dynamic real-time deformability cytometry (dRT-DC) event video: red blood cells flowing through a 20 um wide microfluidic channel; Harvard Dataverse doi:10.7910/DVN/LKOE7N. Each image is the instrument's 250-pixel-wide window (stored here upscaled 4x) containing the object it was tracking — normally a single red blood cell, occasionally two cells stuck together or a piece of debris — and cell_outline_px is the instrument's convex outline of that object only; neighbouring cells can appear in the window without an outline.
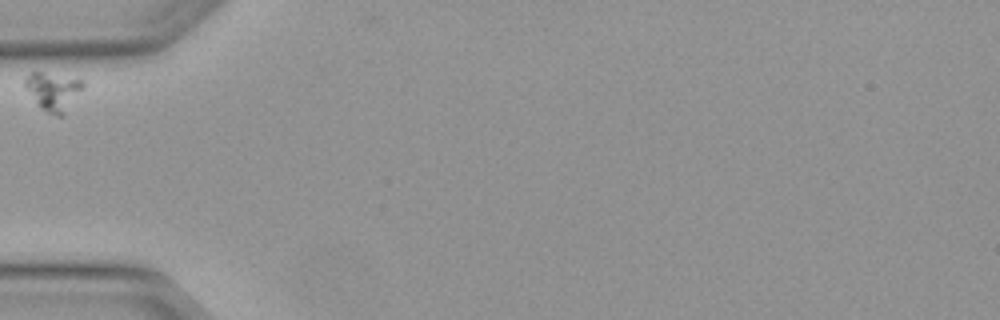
{"species": "Egyptian fruit bat (a non-hibernating species)", "species_latin": "Rousettus aegyptiacus", "temperature_condition": "warm", "stored_images_in_passage": 8, "camera_frame_rate_fps": 3000, "um_per_image_px": 0.085, "animal": {"sex": "female"}, "frame": {"image": 1, "passage_image": 1, "time_ms": 0.0, "image_size_px": [1000, 320], "cell_outline_px": [[84, 84], [64, 116], [56, 116], [40, 108], [24, 88], [24, 80], [32, 72], [44, 72], [84, 80]], "centroid_in_image_um": [4.5, 7.77], "position_along_channel_um": 80.5, "area_um2": 12.83}}
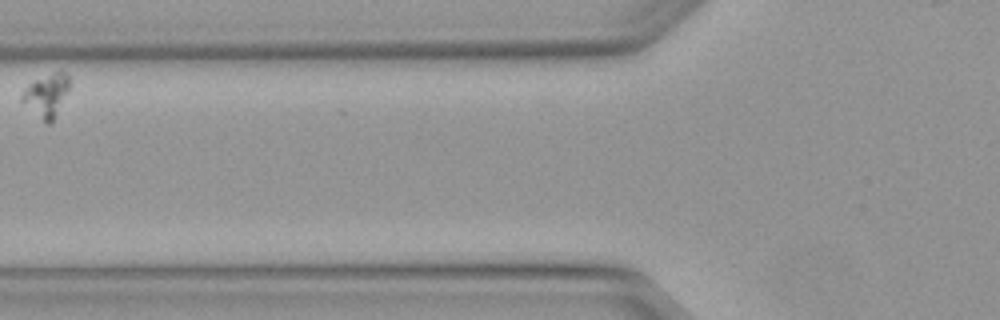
{"frame": {"image": 2, "passage_image": 2, "time_ms": 0.333, "image_size_px": [1000, 320], "cell_outline_px": [[68, 88], [52, 120], [48, 124], [44, 124], [20, 100], [20, 96], [24, 88], [28, 84], [60, 68], [68, 76]], "centroid_in_image_um": [3.89, 8.08], "position_along_channel_um": 121.9, "area_um2": 11.68}}